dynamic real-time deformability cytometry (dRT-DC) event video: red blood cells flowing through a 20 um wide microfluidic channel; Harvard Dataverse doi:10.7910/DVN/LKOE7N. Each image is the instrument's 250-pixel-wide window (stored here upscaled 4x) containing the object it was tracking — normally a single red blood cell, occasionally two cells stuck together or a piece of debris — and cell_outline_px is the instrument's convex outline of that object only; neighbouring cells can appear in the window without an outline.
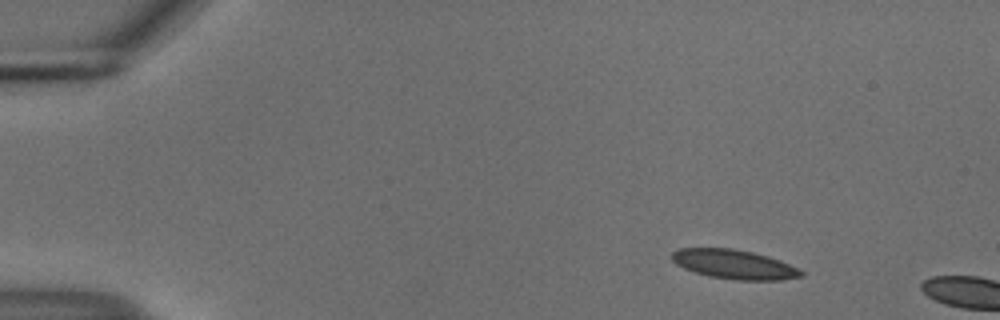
{"species": "common noctule bat (a hibernating species)", "species_latin": "Nyctalus noctula", "temperature_condition": "cold", "stored_images_in_passage": 11, "camera_frame_rate_fps": 3000, "um_per_image_px": 0.085, "animal": {"sex": "male", "body_mass_g": 18.8}, "frame": {"image": 1, "passage_image": 7, "time_ms": 2.0, "image_size_px": [1000, 320], "cell_outline_px": [[804, 276], [784, 280], [736, 280], [708, 276], [684, 268], [676, 264], [672, 260], [672, 252], [680, 248], [732, 248], [752, 252], [768, 256], [780, 260], [804, 272]], "centroid_in_image_um": [62.41, 22.47], "position_along_channel_um": 22.6, "area_um2": 22.02}}